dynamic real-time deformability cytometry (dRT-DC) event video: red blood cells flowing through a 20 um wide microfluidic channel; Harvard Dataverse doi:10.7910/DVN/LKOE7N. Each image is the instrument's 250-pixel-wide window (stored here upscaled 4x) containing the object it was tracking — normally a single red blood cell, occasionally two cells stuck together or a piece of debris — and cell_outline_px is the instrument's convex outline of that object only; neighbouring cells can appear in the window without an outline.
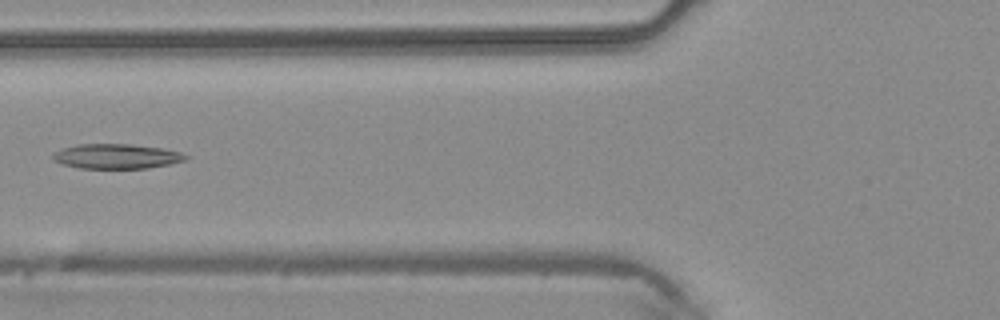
{"species": "common noctule bat (a hibernating species)", "species_latin": "Nyctalus noctula", "temperature_condition": "warm", "stored_images_in_passage": 6, "camera_frame_rate_fps": 3000, "um_per_image_px": 0.085, "animal": {"sex": "male", "body_mass_g": 20.4}, "frame": {"image": 1, "passage_image": 6, "time_ms": 1.667, "image_size_px": [1000, 320], "cell_outline_px": [[188, 156], [184, 160], [168, 164], [148, 168], [80, 168], [60, 164], [52, 160], [52, 156], [56, 152], [64, 148], [76, 144], [132, 144], [164, 148], [180, 152]], "centroid_in_image_um": [9.88, 13.28], "position_along_channel_um": 115.9, "area_um2": 19.13}}